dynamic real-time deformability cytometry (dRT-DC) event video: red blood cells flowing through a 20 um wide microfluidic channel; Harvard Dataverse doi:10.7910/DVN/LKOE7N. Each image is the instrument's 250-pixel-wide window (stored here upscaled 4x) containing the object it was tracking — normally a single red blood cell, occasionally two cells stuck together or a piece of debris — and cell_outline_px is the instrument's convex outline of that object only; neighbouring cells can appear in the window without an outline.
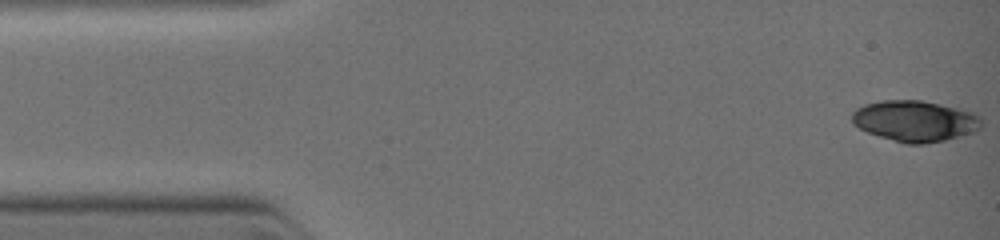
{"species": "common noctule bat (a hibernating species)", "species_latin": "Nyctalus noctula", "temperature_condition": "warm", "stored_images_in_passage": 34, "camera_frame_rate_fps": 3000, "um_per_image_px": 0.085, "animal": {"sex": "female", "body_mass_g": 19.0, "forearm_length_mm": 51.5}, "frame": {"image": 1, "passage_image": 1, "time_ms": 0.0, "image_size_px": [1000, 240], "cell_outline_px": [[984, 124], [980, 128], [972, 132], [944, 140], [924, 144], [904, 144], [868, 132], [852, 124], [852, 112], [856, 108], [864, 104], [880, 100], [920, 100], [956, 108], [972, 112], [980, 116]], "centroid_in_image_um": [77.75, 10.28], "position_along_channel_um": 7.2, "area_um2": 30.87}}
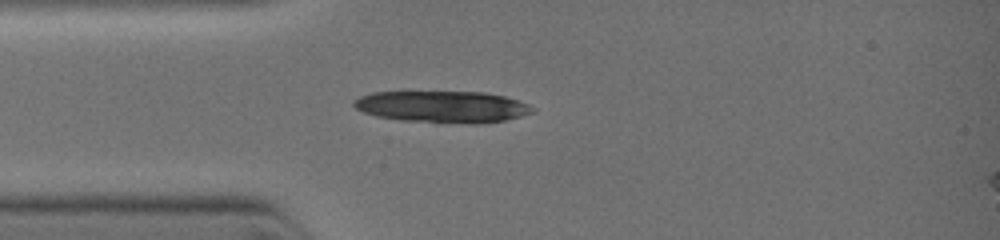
{"frame": {"image": 2, "passage_image": 8, "time_ms": 2.667, "image_size_px": [1000, 240], "cell_outline_px": [[536, 108], [532, 112], [520, 116], [504, 120], [404, 120], [376, 116], [364, 112], [356, 108], [352, 104], [352, 100], [360, 96], [372, 92], [484, 92], [504, 96], [520, 100]], "centroid_in_image_um": [37.54, 9.0], "position_along_channel_um": 47.5, "area_um2": 31.39}}